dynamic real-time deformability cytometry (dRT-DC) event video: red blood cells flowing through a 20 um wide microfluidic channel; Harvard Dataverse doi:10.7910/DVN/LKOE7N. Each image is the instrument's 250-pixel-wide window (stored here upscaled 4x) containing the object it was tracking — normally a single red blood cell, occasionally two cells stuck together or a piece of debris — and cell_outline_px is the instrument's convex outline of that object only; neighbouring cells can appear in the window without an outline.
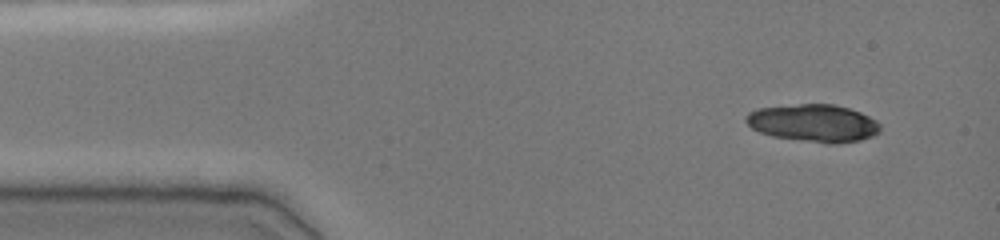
{"species": "common noctule bat (a hibernating species)", "species_latin": "Nyctalus noctula", "temperature_condition": "cold", "stored_images_in_passage": 45, "camera_frame_rate_fps": 3000, "um_per_image_px": 0.085, "animal": {"sex": "female", "body_mass_g": 19.0, "forearm_length_mm": 51.5}, "frame": {"image": 1, "passage_image": 1, "time_ms": 0.0, "image_size_px": [1000, 240], "cell_outline_px": [[880, 132], [872, 136], [860, 140], [812, 140], [772, 136], [760, 132], [752, 128], [744, 120], [744, 116], [748, 112], [756, 108], [800, 104], [832, 104], [848, 108], [860, 112], [876, 120], [880, 124]], "centroid_in_image_um": [69.09, 10.4], "position_along_channel_um": 15.9, "area_um2": 28.32}}